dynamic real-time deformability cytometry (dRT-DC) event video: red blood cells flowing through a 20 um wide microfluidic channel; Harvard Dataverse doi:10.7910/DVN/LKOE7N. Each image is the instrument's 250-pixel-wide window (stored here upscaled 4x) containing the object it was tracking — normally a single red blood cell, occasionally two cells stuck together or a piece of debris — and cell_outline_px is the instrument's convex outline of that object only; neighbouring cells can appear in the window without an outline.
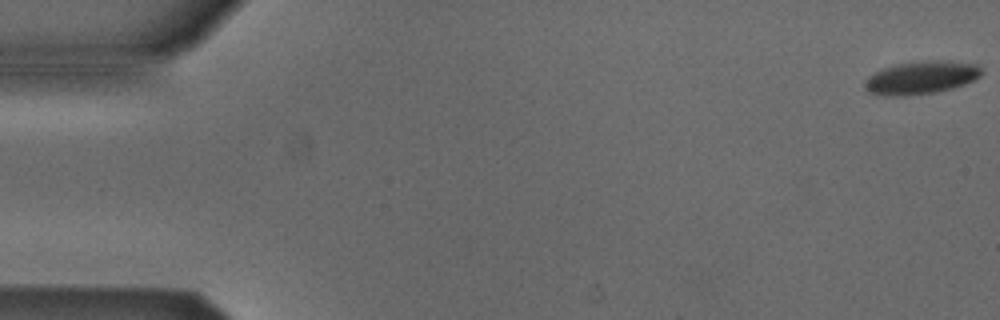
{"species": "Egyptian fruit bat (a non-hibernating species)", "species_latin": "Rousettus aegyptiacus", "temperature_condition": "cold", "stored_images_in_passage": 14, "camera_frame_rate_fps": 3000, "um_per_image_px": 0.085, "animal": {"sex": "male"}, "frame": {"image": 1, "passage_image": 1, "time_ms": 0.0, "image_size_px": [1000, 320], "cell_outline_px": [[980, 76], [964, 84], [952, 88], [936, 92], [904, 96], [884, 96], [868, 92], [864, 88], [864, 80], [868, 76], [884, 68], [900, 64], [976, 64], [980, 68]], "centroid_in_image_um": [78.16, 6.69], "position_along_channel_um": 6.8, "area_um2": 20.92}}